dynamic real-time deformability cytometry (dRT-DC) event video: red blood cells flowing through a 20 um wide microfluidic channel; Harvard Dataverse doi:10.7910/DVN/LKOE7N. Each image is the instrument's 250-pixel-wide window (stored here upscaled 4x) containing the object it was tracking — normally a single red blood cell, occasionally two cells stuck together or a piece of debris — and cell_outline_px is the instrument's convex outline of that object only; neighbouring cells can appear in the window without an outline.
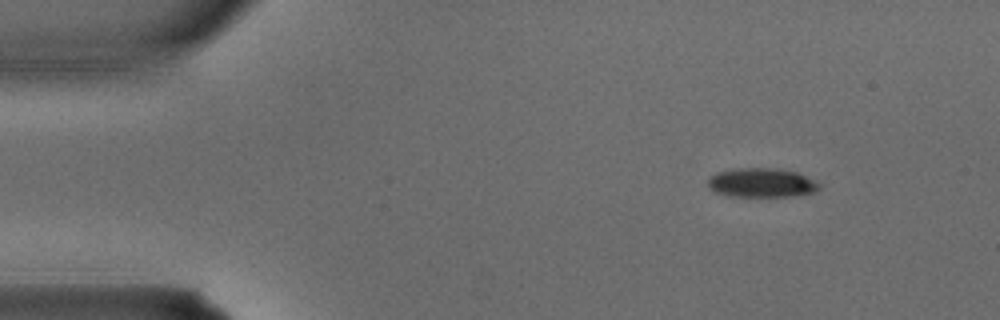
{"species": "common noctule bat (a hibernating species)", "species_latin": "Nyctalus noctula", "temperature_condition": "warm", "stored_images_in_passage": 3, "camera_frame_rate_fps": 3000, "um_per_image_px": 0.085, "animal": {"sex": "male", "body_mass_g": 15.6}, "frame": {"image": 1, "passage_image": 1, "time_ms": 0.0, "image_size_px": [1000, 320], "cell_outline_px": [[820, 188], [816, 192], [788, 196], [732, 196], [716, 192], [708, 188], [708, 176], [716, 172], [736, 168], [776, 168], [796, 172], [820, 184]], "centroid_in_image_um": [64.69, 15.52], "position_along_channel_um": 20.3, "area_um2": 18.84}}
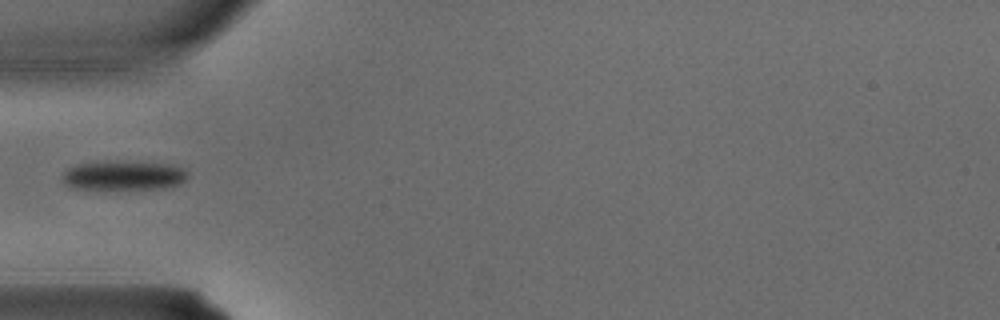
{"frame": {"image": 2, "passage_image": 3, "time_ms": 0.667, "image_size_px": [1000, 320], "cell_outline_px": [[188, 176], [180, 184], [168, 188], [68, 188], [64, 184], [60, 176], [68, 168], [80, 164], [104, 160], [108, 160], [172, 164], [184, 168], [188, 172]], "centroid_in_image_um": [10.5, 14.89], "position_along_channel_um": 74.5, "area_um2": 21.68}}